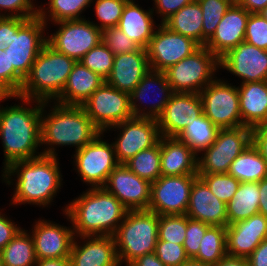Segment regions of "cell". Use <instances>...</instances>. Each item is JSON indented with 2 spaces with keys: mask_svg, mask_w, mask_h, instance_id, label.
Returning <instances> with one entry per match:
<instances>
[{
  "mask_svg": "<svg viewBox=\"0 0 267 266\" xmlns=\"http://www.w3.org/2000/svg\"><path fill=\"white\" fill-rule=\"evenodd\" d=\"M219 130L217 126L202 114L192 124L188 125L177 138L185 142L199 155L202 150L214 143Z\"/></svg>",
  "mask_w": 267,
  "mask_h": 266,
  "instance_id": "35",
  "label": "cell"
},
{
  "mask_svg": "<svg viewBox=\"0 0 267 266\" xmlns=\"http://www.w3.org/2000/svg\"><path fill=\"white\" fill-rule=\"evenodd\" d=\"M34 5L33 0H0V17L8 16L25 19L36 17L39 13V6ZM4 10L8 13L6 14Z\"/></svg>",
  "mask_w": 267,
  "mask_h": 266,
  "instance_id": "49",
  "label": "cell"
},
{
  "mask_svg": "<svg viewBox=\"0 0 267 266\" xmlns=\"http://www.w3.org/2000/svg\"><path fill=\"white\" fill-rule=\"evenodd\" d=\"M259 214L267 217V178L259 181Z\"/></svg>",
  "mask_w": 267,
  "mask_h": 266,
  "instance_id": "57",
  "label": "cell"
},
{
  "mask_svg": "<svg viewBox=\"0 0 267 266\" xmlns=\"http://www.w3.org/2000/svg\"><path fill=\"white\" fill-rule=\"evenodd\" d=\"M53 24L59 28L46 36L47 44L77 62L102 42V30L90 20H63Z\"/></svg>",
  "mask_w": 267,
  "mask_h": 266,
  "instance_id": "11",
  "label": "cell"
},
{
  "mask_svg": "<svg viewBox=\"0 0 267 266\" xmlns=\"http://www.w3.org/2000/svg\"><path fill=\"white\" fill-rule=\"evenodd\" d=\"M218 69L219 59L206 46H201L164 72L173 93L199 94L217 78Z\"/></svg>",
  "mask_w": 267,
  "mask_h": 266,
  "instance_id": "7",
  "label": "cell"
},
{
  "mask_svg": "<svg viewBox=\"0 0 267 266\" xmlns=\"http://www.w3.org/2000/svg\"><path fill=\"white\" fill-rule=\"evenodd\" d=\"M155 6L152 9L154 13V9L156 14L161 16L162 20L160 23H163L166 19H168L172 14L179 11L185 5H188L195 0H153Z\"/></svg>",
  "mask_w": 267,
  "mask_h": 266,
  "instance_id": "51",
  "label": "cell"
},
{
  "mask_svg": "<svg viewBox=\"0 0 267 266\" xmlns=\"http://www.w3.org/2000/svg\"><path fill=\"white\" fill-rule=\"evenodd\" d=\"M151 182L138 177L124 164H119L108 176L103 188L113 194L129 211L148 210Z\"/></svg>",
  "mask_w": 267,
  "mask_h": 266,
  "instance_id": "17",
  "label": "cell"
},
{
  "mask_svg": "<svg viewBox=\"0 0 267 266\" xmlns=\"http://www.w3.org/2000/svg\"><path fill=\"white\" fill-rule=\"evenodd\" d=\"M110 129L120 131L113 142L116 158L120 164H125L137 153L156 145L161 138L157 119L153 118L132 117L105 131Z\"/></svg>",
  "mask_w": 267,
  "mask_h": 266,
  "instance_id": "13",
  "label": "cell"
},
{
  "mask_svg": "<svg viewBox=\"0 0 267 266\" xmlns=\"http://www.w3.org/2000/svg\"><path fill=\"white\" fill-rule=\"evenodd\" d=\"M15 222L0 212V251L16 236L21 230Z\"/></svg>",
  "mask_w": 267,
  "mask_h": 266,
  "instance_id": "52",
  "label": "cell"
},
{
  "mask_svg": "<svg viewBox=\"0 0 267 266\" xmlns=\"http://www.w3.org/2000/svg\"><path fill=\"white\" fill-rule=\"evenodd\" d=\"M198 176L207 184L210 191L226 204L232 199L241 183L228 173L198 174Z\"/></svg>",
  "mask_w": 267,
  "mask_h": 266,
  "instance_id": "42",
  "label": "cell"
},
{
  "mask_svg": "<svg viewBox=\"0 0 267 266\" xmlns=\"http://www.w3.org/2000/svg\"><path fill=\"white\" fill-rule=\"evenodd\" d=\"M91 3L92 0H48L47 8L39 6L38 16L46 25L48 20L56 23L63 20L86 19L81 14Z\"/></svg>",
  "mask_w": 267,
  "mask_h": 266,
  "instance_id": "37",
  "label": "cell"
},
{
  "mask_svg": "<svg viewBox=\"0 0 267 266\" xmlns=\"http://www.w3.org/2000/svg\"><path fill=\"white\" fill-rule=\"evenodd\" d=\"M249 13H259L267 6V0H235Z\"/></svg>",
  "mask_w": 267,
  "mask_h": 266,
  "instance_id": "55",
  "label": "cell"
},
{
  "mask_svg": "<svg viewBox=\"0 0 267 266\" xmlns=\"http://www.w3.org/2000/svg\"><path fill=\"white\" fill-rule=\"evenodd\" d=\"M34 224L30 234L37 259L69 258L75 238L72 225L61 226L44 219H39Z\"/></svg>",
  "mask_w": 267,
  "mask_h": 266,
  "instance_id": "21",
  "label": "cell"
},
{
  "mask_svg": "<svg viewBox=\"0 0 267 266\" xmlns=\"http://www.w3.org/2000/svg\"><path fill=\"white\" fill-rule=\"evenodd\" d=\"M88 117L100 129H106L133 117L130 95L104 82L82 105Z\"/></svg>",
  "mask_w": 267,
  "mask_h": 266,
  "instance_id": "12",
  "label": "cell"
},
{
  "mask_svg": "<svg viewBox=\"0 0 267 266\" xmlns=\"http://www.w3.org/2000/svg\"><path fill=\"white\" fill-rule=\"evenodd\" d=\"M46 23L39 17L28 19L19 30L13 34L10 44L4 49L8 55L10 66L23 78L47 43L45 36Z\"/></svg>",
  "mask_w": 267,
  "mask_h": 266,
  "instance_id": "14",
  "label": "cell"
},
{
  "mask_svg": "<svg viewBox=\"0 0 267 266\" xmlns=\"http://www.w3.org/2000/svg\"><path fill=\"white\" fill-rule=\"evenodd\" d=\"M202 10V46L213 36L217 25L235 0H196Z\"/></svg>",
  "mask_w": 267,
  "mask_h": 266,
  "instance_id": "39",
  "label": "cell"
},
{
  "mask_svg": "<svg viewBox=\"0 0 267 266\" xmlns=\"http://www.w3.org/2000/svg\"><path fill=\"white\" fill-rule=\"evenodd\" d=\"M152 8L144 10L134 0H129L117 27L141 48L146 49L155 29Z\"/></svg>",
  "mask_w": 267,
  "mask_h": 266,
  "instance_id": "30",
  "label": "cell"
},
{
  "mask_svg": "<svg viewBox=\"0 0 267 266\" xmlns=\"http://www.w3.org/2000/svg\"><path fill=\"white\" fill-rule=\"evenodd\" d=\"M154 253L165 266H182L189 259L183 244L169 241L158 240Z\"/></svg>",
  "mask_w": 267,
  "mask_h": 266,
  "instance_id": "47",
  "label": "cell"
},
{
  "mask_svg": "<svg viewBox=\"0 0 267 266\" xmlns=\"http://www.w3.org/2000/svg\"><path fill=\"white\" fill-rule=\"evenodd\" d=\"M149 70L147 51L140 48L135 52L115 55L111 73L105 82L130 94Z\"/></svg>",
  "mask_w": 267,
  "mask_h": 266,
  "instance_id": "26",
  "label": "cell"
},
{
  "mask_svg": "<svg viewBox=\"0 0 267 266\" xmlns=\"http://www.w3.org/2000/svg\"><path fill=\"white\" fill-rule=\"evenodd\" d=\"M102 42L114 53V55L135 52L141 48L118 27L103 29Z\"/></svg>",
  "mask_w": 267,
  "mask_h": 266,
  "instance_id": "45",
  "label": "cell"
},
{
  "mask_svg": "<svg viewBox=\"0 0 267 266\" xmlns=\"http://www.w3.org/2000/svg\"><path fill=\"white\" fill-rule=\"evenodd\" d=\"M27 20L28 19L19 17H0V50H4L10 44L13 34H15Z\"/></svg>",
  "mask_w": 267,
  "mask_h": 266,
  "instance_id": "50",
  "label": "cell"
},
{
  "mask_svg": "<svg viewBox=\"0 0 267 266\" xmlns=\"http://www.w3.org/2000/svg\"><path fill=\"white\" fill-rule=\"evenodd\" d=\"M182 266H210V265L203 264L200 261L194 260L193 258H189Z\"/></svg>",
  "mask_w": 267,
  "mask_h": 266,
  "instance_id": "60",
  "label": "cell"
},
{
  "mask_svg": "<svg viewBox=\"0 0 267 266\" xmlns=\"http://www.w3.org/2000/svg\"><path fill=\"white\" fill-rule=\"evenodd\" d=\"M103 135L101 132L73 155L78 176L90 188L103 187L109 174L120 164L113 143L103 140Z\"/></svg>",
  "mask_w": 267,
  "mask_h": 266,
  "instance_id": "10",
  "label": "cell"
},
{
  "mask_svg": "<svg viewBox=\"0 0 267 266\" xmlns=\"http://www.w3.org/2000/svg\"><path fill=\"white\" fill-rule=\"evenodd\" d=\"M161 175H198V155L177 137L160 138Z\"/></svg>",
  "mask_w": 267,
  "mask_h": 266,
  "instance_id": "27",
  "label": "cell"
},
{
  "mask_svg": "<svg viewBox=\"0 0 267 266\" xmlns=\"http://www.w3.org/2000/svg\"><path fill=\"white\" fill-rule=\"evenodd\" d=\"M228 174L240 182H259L267 178V162L252 143L231 163Z\"/></svg>",
  "mask_w": 267,
  "mask_h": 266,
  "instance_id": "33",
  "label": "cell"
},
{
  "mask_svg": "<svg viewBox=\"0 0 267 266\" xmlns=\"http://www.w3.org/2000/svg\"><path fill=\"white\" fill-rule=\"evenodd\" d=\"M251 144L250 127L220 129L214 143L197 157L198 174L228 173L231 163Z\"/></svg>",
  "mask_w": 267,
  "mask_h": 266,
  "instance_id": "8",
  "label": "cell"
},
{
  "mask_svg": "<svg viewBox=\"0 0 267 266\" xmlns=\"http://www.w3.org/2000/svg\"><path fill=\"white\" fill-rule=\"evenodd\" d=\"M203 114L219 129L242 126L239 92L233 84L217 79L199 93Z\"/></svg>",
  "mask_w": 267,
  "mask_h": 266,
  "instance_id": "9",
  "label": "cell"
},
{
  "mask_svg": "<svg viewBox=\"0 0 267 266\" xmlns=\"http://www.w3.org/2000/svg\"><path fill=\"white\" fill-rule=\"evenodd\" d=\"M76 62L46 43L25 77L18 96L54 102L62 93Z\"/></svg>",
  "mask_w": 267,
  "mask_h": 266,
  "instance_id": "5",
  "label": "cell"
},
{
  "mask_svg": "<svg viewBox=\"0 0 267 266\" xmlns=\"http://www.w3.org/2000/svg\"><path fill=\"white\" fill-rule=\"evenodd\" d=\"M214 266H248V262L246 258L226 255Z\"/></svg>",
  "mask_w": 267,
  "mask_h": 266,
  "instance_id": "58",
  "label": "cell"
},
{
  "mask_svg": "<svg viewBox=\"0 0 267 266\" xmlns=\"http://www.w3.org/2000/svg\"><path fill=\"white\" fill-rule=\"evenodd\" d=\"M249 14L236 1L226 11L213 36L205 44L218 59L245 41Z\"/></svg>",
  "mask_w": 267,
  "mask_h": 266,
  "instance_id": "23",
  "label": "cell"
},
{
  "mask_svg": "<svg viewBox=\"0 0 267 266\" xmlns=\"http://www.w3.org/2000/svg\"><path fill=\"white\" fill-rule=\"evenodd\" d=\"M252 143L267 162V128L264 125L252 129Z\"/></svg>",
  "mask_w": 267,
  "mask_h": 266,
  "instance_id": "53",
  "label": "cell"
},
{
  "mask_svg": "<svg viewBox=\"0 0 267 266\" xmlns=\"http://www.w3.org/2000/svg\"><path fill=\"white\" fill-rule=\"evenodd\" d=\"M242 126L255 128L267 122V81L241 83L238 87Z\"/></svg>",
  "mask_w": 267,
  "mask_h": 266,
  "instance_id": "28",
  "label": "cell"
},
{
  "mask_svg": "<svg viewBox=\"0 0 267 266\" xmlns=\"http://www.w3.org/2000/svg\"><path fill=\"white\" fill-rule=\"evenodd\" d=\"M80 238L84 243H77ZM77 236L69 255L70 266H121L113 236ZM79 244V245H78Z\"/></svg>",
  "mask_w": 267,
  "mask_h": 266,
  "instance_id": "24",
  "label": "cell"
},
{
  "mask_svg": "<svg viewBox=\"0 0 267 266\" xmlns=\"http://www.w3.org/2000/svg\"><path fill=\"white\" fill-rule=\"evenodd\" d=\"M94 1V0H92ZM95 14L100 21V25L98 23H94L100 30L105 28L117 27L118 22L123 13V9L126 3L129 0H95Z\"/></svg>",
  "mask_w": 267,
  "mask_h": 266,
  "instance_id": "43",
  "label": "cell"
},
{
  "mask_svg": "<svg viewBox=\"0 0 267 266\" xmlns=\"http://www.w3.org/2000/svg\"><path fill=\"white\" fill-rule=\"evenodd\" d=\"M219 67L241 78V83L267 81V51L244 41L219 59Z\"/></svg>",
  "mask_w": 267,
  "mask_h": 266,
  "instance_id": "18",
  "label": "cell"
},
{
  "mask_svg": "<svg viewBox=\"0 0 267 266\" xmlns=\"http://www.w3.org/2000/svg\"><path fill=\"white\" fill-rule=\"evenodd\" d=\"M186 215L212 226H228L226 203L217 198L199 176L192 184Z\"/></svg>",
  "mask_w": 267,
  "mask_h": 266,
  "instance_id": "25",
  "label": "cell"
},
{
  "mask_svg": "<svg viewBox=\"0 0 267 266\" xmlns=\"http://www.w3.org/2000/svg\"><path fill=\"white\" fill-rule=\"evenodd\" d=\"M259 182H241L226 204L228 225L259 213Z\"/></svg>",
  "mask_w": 267,
  "mask_h": 266,
  "instance_id": "31",
  "label": "cell"
},
{
  "mask_svg": "<svg viewBox=\"0 0 267 266\" xmlns=\"http://www.w3.org/2000/svg\"><path fill=\"white\" fill-rule=\"evenodd\" d=\"M153 89L155 90V94L158 93L156 95V97L158 96L157 100L155 99L156 102L152 101L153 103H151V105L149 103L150 107L149 106L142 107L143 103L145 104L146 102H148L147 100L149 97L148 94L153 93L154 91ZM155 94H153V96H155ZM172 94L173 91L170 84L167 81L165 72L150 69L144 75L139 84L134 88V90L129 94L130 106L133 117L157 119L163 112L164 107L169 102ZM150 99L151 98H149V101ZM145 100L147 101L145 102Z\"/></svg>",
  "mask_w": 267,
  "mask_h": 266,
  "instance_id": "20",
  "label": "cell"
},
{
  "mask_svg": "<svg viewBox=\"0 0 267 266\" xmlns=\"http://www.w3.org/2000/svg\"><path fill=\"white\" fill-rule=\"evenodd\" d=\"M0 266H3V263H2L1 257H0Z\"/></svg>",
  "mask_w": 267,
  "mask_h": 266,
  "instance_id": "62",
  "label": "cell"
},
{
  "mask_svg": "<svg viewBox=\"0 0 267 266\" xmlns=\"http://www.w3.org/2000/svg\"><path fill=\"white\" fill-rule=\"evenodd\" d=\"M210 226L207 223L191 219L187 216L186 237L183 242V247L189 258H194L199 252L201 239Z\"/></svg>",
  "mask_w": 267,
  "mask_h": 266,
  "instance_id": "48",
  "label": "cell"
},
{
  "mask_svg": "<svg viewBox=\"0 0 267 266\" xmlns=\"http://www.w3.org/2000/svg\"><path fill=\"white\" fill-rule=\"evenodd\" d=\"M28 230L21 229L16 236L0 251L3 266H34V241Z\"/></svg>",
  "mask_w": 267,
  "mask_h": 266,
  "instance_id": "34",
  "label": "cell"
},
{
  "mask_svg": "<svg viewBox=\"0 0 267 266\" xmlns=\"http://www.w3.org/2000/svg\"><path fill=\"white\" fill-rule=\"evenodd\" d=\"M124 165L138 177L155 182L161 176L160 140L151 148L137 153Z\"/></svg>",
  "mask_w": 267,
  "mask_h": 266,
  "instance_id": "38",
  "label": "cell"
},
{
  "mask_svg": "<svg viewBox=\"0 0 267 266\" xmlns=\"http://www.w3.org/2000/svg\"><path fill=\"white\" fill-rule=\"evenodd\" d=\"M48 103L43 102L41 115V145L48 146L42 152L43 155L57 157L56 146H75L77 151L101 133L82 106L54 101L47 114L44 109Z\"/></svg>",
  "mask_w": 267,
  "mask_h": 266,
  "instance_id": "4",
  "label": "cell"
},
{
  "mask_svg": "<svg viewBox=\"0 0 267 266\" xmlns=\"http://www.w3.org/2000/svg\"><path fill=\"white\" fill-rule=\"evenodd\" d=\"M245 42L267 51V20L260 13H250Z\"/></svg>",
  "mask_w": 267,
  "mask_h": 266,
  "instance_id": "46",
  "label": "cell"
},
{
  "mask_svg": "<svg viewBox=\"0 0 267 266\" xmlns=\"http://www.w3.org/2000/svg\"><path fill=\"white\" fill-rule=\"evenodd\" d=\"M202 114L203 105L199 94L173 93L157 118L161 136L178 137Z\"/></svg>",
  "mask_w": 267,
  "mask_h": 266,
  "instance_id": "19",
  "label": "cell"
},
{
  "mask_svg": "<svg viewBox=\"0 0 267 266\" xmlns=\"http://www.w3.org/2000/svg\"><path fill=\"white\" fill-rule=\"evenodd\" d=\"M259 13L267 20V6Z\"/></svg>",
  "mask_w": 267,
  "mask_h": 266,
  "instance_id": "61",
  "label": "cell"
},
{
  "mask_svg": "<svg viewBox=\"0 0 267 266\" xmlns=\"http://www.w3.org/2000/svg\"><path fill=\"white\" fill-rule=\"evenodd\" d=\"M267 239V217L256 214L226 227V252L232 257L248 258Z\"/></svg>",
  "mask_w": 267,
  "mask_h": 266,
  "instance_id": "22",
  "label": "cell"
},
{
  "mask_svg": "<svg viewBox=\"0 0 267 266\" xmlns=\"http://www.w3.org/2000/svg\"><path fill=\"white\" fill-rule=\"evenodd\" d=\"M159 215L148 210L128 211L113 235L120 265L153 253L158 241Z\"/></svg>",
  "mask_w": 267,
  "mask_h": 266,
  "instance_id": "6",
  "label": "cell"
},
{
  "mask_svg": "<svg viewBox=\"0 0 267 266\" xmlns=\"http://www.w3.org/2000/svg\"><path fill=\"white\" fill-rule=\"evenodd\" d=\"M104 82L102 77L78 61L71 70L67 83L55 102L82 106Z\"/></svg>",
  "mask_w": 267,
  "mask_h": 266,
  "instance_id": "29",
  "label": "cell"
},
{
  "mask_svg": "<svg viewBox=\"0 0 267 266\" xmlns=\"http://www.w3.org/2000/svg\"><path fill=\"white\" fill-rule=\"evenodd\" d=\"M16 98L22 104L0 107V139L4 152L3 170L13 162L37 158L41 145V115L43 102L17 96H0V102ZM32 103H37L34 107ZM25 107H24V106ZM27 105H30L26 107Z\"/></svg>",
  "mask_w": 267,
  "mask_h": 266,
  "instance_id": "1",
  "label": "cell"
},
{
  "mask_svg": "<svg viewBox=\"0 0 267 266\" xmlns=\"http://www.w3.org/2000/svg\"><path fill=\"white\" fill-rule=\"evenodd\" d=\"M129 266H165V265L159 260V258L153 252L138 257Z\"/></svg>",
  "mask_w": 267,
  "mask_h": 266,
  "instance_id": "56",
  "label": "cell"
},
{
  "mask_svg": "<svg viewBox=\"0 0 267 266\" xmlns=\"http://www.w3.org/2000/svg\"><path fill=\"white\" fill-rule=\"evenodd\" d=\"M186 228V214L159 215L158 240L183 244Z\"/></svg>",
  "mask_w": 267,
  "mask_h": 266,
  "instance_id": "41",
  "label": "cell"
},
{
  "mask_svg": "<svg viewBox=\"0 0 267 266\" xmlns=\"http://www.w3.org/2000/svg\"><path fill=\"white\" fill-rule=\"evenodd\" d=\"M203 14L199 3L185 5L162 24L170 31L190 37L202 46Z\"/></svg>",
  "mask_w": 267,
  "mask_h": 266,
  "instance_id": "32",
  "label": "cell"
},
{
  "mask_svg": "<svg viewBox=\"0 0 267 266\" xmlns=\"http://www.w3.org/2000/svg\"><path fill=\"white\" fill-rule=\"evenodd\" d=\"M34 266H70L69 258L37 259Z\"/></svg>",
  "mask_w": 267,
  "mask_h": 266,
  "instance_id": "59",
  "label": "cell"
},
{
  "mask_svg": "<svg viewBox=\"0 0 267 266\" xmlns=\"http://www.w3.org/2000/svg\"><path fill=\"white\" fill-rule=\"evenodd\" d=\"M24 79L10 66L5 50H0V96H17Z\"/></svg>",
  "mask_w": 267,
  "mask_h": 266,
  "instance_id": "44",
  "label": "cell"
},
{
  "mask_svg": "<svg viewBox=\"0 0 267 266\" xmlns=\"http://www.w3.org/2000/svg\"><path fill=\"white\" fill-rule=\"evenodd\" d=\"M198 175L163 176L151 184L148 211L158 215L186 214L190 190Z\"/></svg>",
  "mask_w": 267,
  "mask_h": 266,
  "instance_id": "16",
  "label": "cell"
},
{
  "mask_svg": "<svg viewBox=\"0 0 267 266\" xmlns=\"http://www.w3.org/2000/svg\"><path fill=\"white\" fill-rule=\"evenodd\" d=\"M226 255V227L211 225L201 239L199 252L193 259L214 266Z\"/></svg>",
  "mask_w": 267,
  "mask_h": 266,
  "instance_id": "36",
  "label": "cell"
},
{
  "mask_svg": "<svg viewBox=\"0 0 267 266\" xmlns=\"http://www.w3.org/2000/svg\"><path fill=\"white\" fill-rule=\"evenodd\" d=\"M200 47L194 39L172 32L161 23L146 47L150 69L164 72Z\"/></svg>",
  "mask_w": 267,
  "mask_h": 266,
  "instance_id": "15",
  "label": "cell"
},
{
  "mask_svg": "<svg viewBox=\"0 0 267 266\" xmlns=\"http://www.w3.org/2000/svg\"><path fill=\"white\" fill-rule=\"evenodd\" d=\"M114 57V53L101 42L86 53L80 62L92 72H95L106 80L111 73Z\"/></svg>",
  "mask_w": 267,
  "mask_h": 266,
  "instance_id": "40",
  "label": "cell"
},
{
  "mask_svg": "<svg viewBox=\"0 0 267 266\" xmlns=\"http://www.w3.org/2000/svg\"><path fill=\"white\" fill-rule=\"evenodd\" d=\"M58 157L41 155L37 158L13 162L2 172V181L10 186L15 180L11 205L32 204L48 207L61 189L62 174ZM16 179H11V176Z\"/></svg>",
  "mask_w": 267,
  "mask_h": 266,
  "instance_id": "2",
  "label": "cell"
},
{
  "mask_svg": "<svg viewBox=\"0 0 267 266\" xmlns=\"http://www.w3.org/2000/svg\"><path fill=\"white\" fill-rule=\"evenodd\" d=\"M247 262L248 266H267V239L263 240L252 252Z\"/></svg>",
  "mask_w": 267,
  "mask_h": 266,
  "instance_id": "54",
  "label": "cell"
},
{
  "mask_svg": "<svg viewBox=\"0 0 267 266\" xmlns=\"http://www.w3.org/2000/svg\"><path fill=\"white\" fill-rule=\"evenodd\" d=\"M128 211L103 187H89L63 209L77 237L113 236Z\"/></svg>",
  "mask_w": 267,
  "mask_h": 266,
  "instance_id": "3",
  "label": "cell"
}]
</instances>
